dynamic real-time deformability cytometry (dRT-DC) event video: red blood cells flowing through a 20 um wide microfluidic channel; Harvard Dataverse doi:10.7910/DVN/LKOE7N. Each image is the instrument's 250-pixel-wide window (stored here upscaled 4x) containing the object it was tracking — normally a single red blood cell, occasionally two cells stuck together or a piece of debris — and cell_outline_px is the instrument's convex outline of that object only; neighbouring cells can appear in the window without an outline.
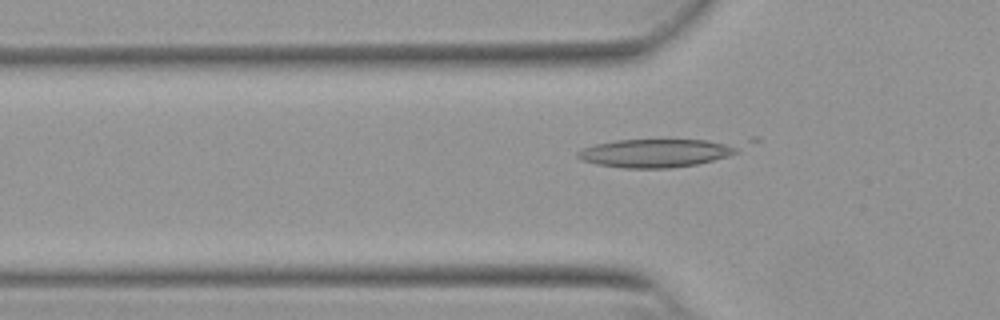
{"species": "Egyptian fruit bat (a non-hibernating species)", "species_latin": "Rousettus aegyptiacus", "temperature_condition": "warm", "stored_images_in_passage": 20, "camera_frame_rate_fps": 3000, "um_per_image_px": 0.085, "animal": {"sex": "female"}, "frame": {"image": 1, "passage_image": 12, "time_ms": 3.667, "image_size_px": [1000, 320], "cell_outline_px": [[760, 140], [740, 152], [728, 156], [696, 164], [668, 168], [624, 168], [596, 164], [580, 160], [576, 156], [576, 152], [580, 148], [596, 144], [616, 140], [752, 136], [760, 136]], "centroid_in_image_um": [56.4, 12.88], "position_along_channel_um": 69.4, "area_um2": 30.11}}
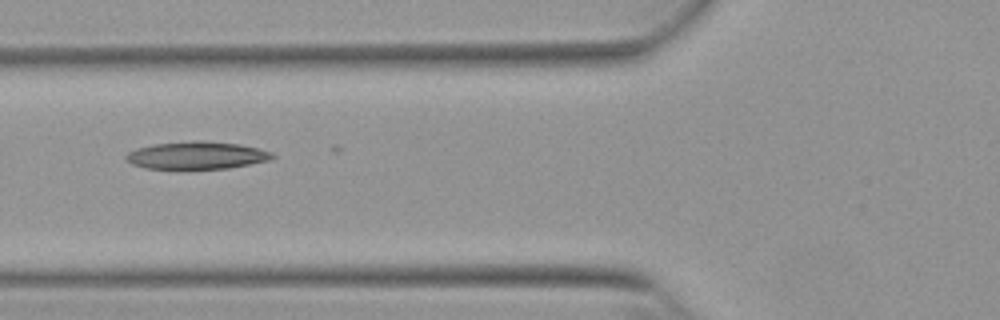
{"frame": {"image": 2, "passage_image": 15, "time_ms": 4.667, "image_size_px": [1000, 320], "cell_outline_px": [[276, 156], [268, 160], [228, 168], [144, 168], [132, 164], [124, 160], [124, 156], [128, 152], [136, 148], [156, 144], [192, 140], [204, 140], [240, 144], [272, 152]], "centroid_in_image_um": [16.68, 13.19], "position_along_channel_um": 109.1, "area_um2": 23.35}}
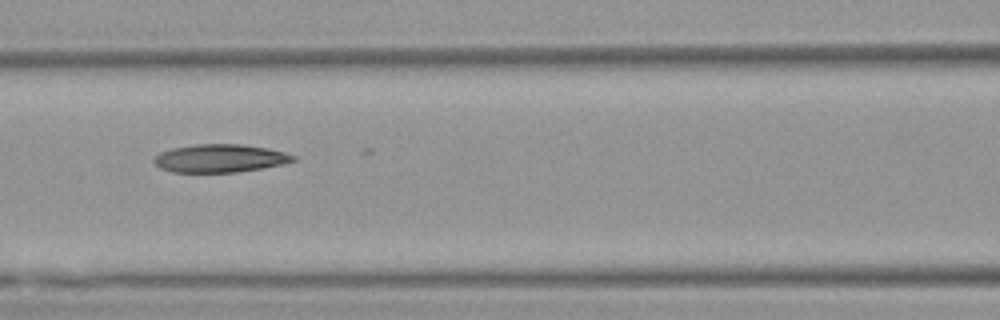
{"frame": {"image": 3, "passage_image": 18, "time_ms": 5.667, "image_size_px": [1000, 320], "cell_outline_px": [[296, 160], [280, 164], [260, 168], [236, 172], [172, 172], [160, 168], [152, 160], [160, 152], [172, 148], [196, 144], [240, 144], [268, 148], [284, 152], [296, 156]], "centroid_in_image_um": [18.67, 13.45], "position_along_channel_um": 147.9, "area_um2": 22.6}}